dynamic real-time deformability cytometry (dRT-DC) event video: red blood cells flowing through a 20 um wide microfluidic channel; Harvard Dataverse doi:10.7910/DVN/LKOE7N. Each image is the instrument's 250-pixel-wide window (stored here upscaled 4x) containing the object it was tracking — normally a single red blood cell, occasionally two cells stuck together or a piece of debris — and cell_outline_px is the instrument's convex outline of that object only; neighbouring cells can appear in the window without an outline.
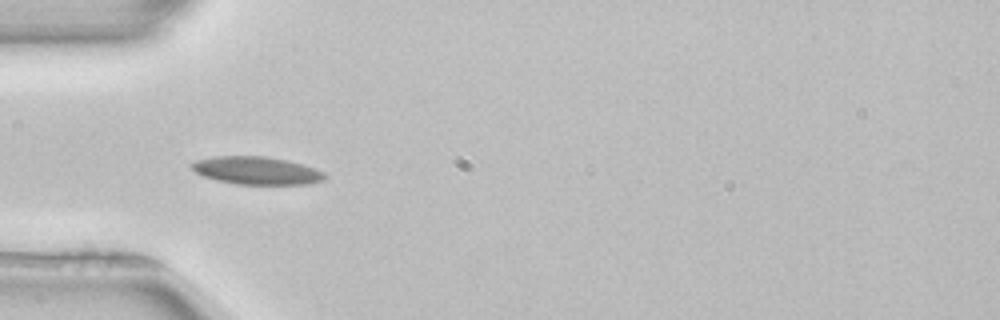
{"species": "common noctule bat (a hibernating species)", "species_latin": "Nyctalus noctula", "temperature_condition": "room temperature", "stored_images_in_passage": 37, "camera_frame_rate_fps": 3000, "um_per_image_px": 0.085, "animal": {"sex": "female", "body_mass_g": 22.7, "forearm_length_mm": 54.2}, "frame": {"image": 1, "passage_image": 1, "time_ms": 0.0, "image_size_px": [1000, 320], "cell_outline_px": [[328, 176], [324, 180], [308, 184], [236, 184], [216, 180], [204, 176], [196, 172], [188, 164], [196, 160], [212, 156], [264, 156], [288, 160], [316, 168], [324, 172]], "centroid_in_image_um": [21.82, 14.49], "position_along_channel_um": 63.2, "area_um2": 21.73}, "authors_computed_cell_mechanics": {"area_um2": 19.9988, "velocity_mm_per_s": 3.9229, "shape_relaxation_time_tau1_ms": 4.5896, "shape_relaxation_time_tau2_ms": 3.7482, "deformation_change_tau1": 0.1112, "deformation_change_tau2": 0.1063}}